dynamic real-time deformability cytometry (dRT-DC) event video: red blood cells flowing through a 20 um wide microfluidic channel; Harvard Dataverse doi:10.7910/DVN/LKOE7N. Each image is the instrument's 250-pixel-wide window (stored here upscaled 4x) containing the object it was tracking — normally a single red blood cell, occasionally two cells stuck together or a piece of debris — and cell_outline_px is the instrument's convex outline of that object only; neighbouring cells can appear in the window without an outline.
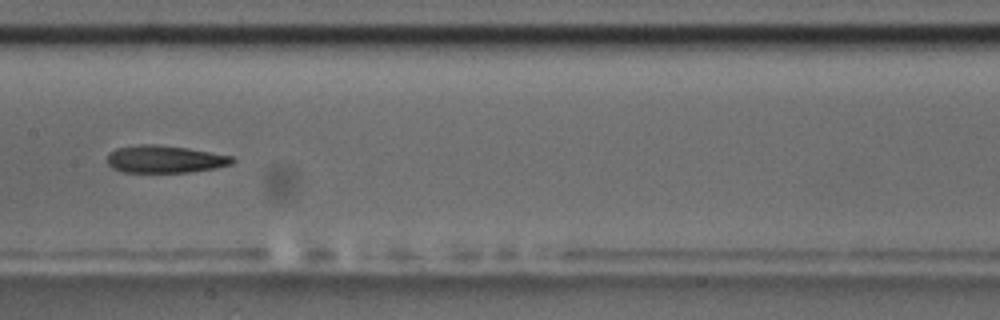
{"species": "common noctule bat (a hibernating species)", "species_latin": "Nyctalus noctula", "temperature_condition": "room temperature", "stored_images_in_passage": 9, "camera_frame_rate_fps": 3000, "um_per_image_px": 0.085, "animal": {"sex": "male", "body_mass_g": 17.5, "forearm_length_mm": 52.3}, "frame": {"image": 1, "passage_image": 7, "time_ms": 7.0, "image_size_px": [1000, 320], "cell_outline_px": [[236, 160], [232, 164], [216, 168], [188, 172], [120, 172], [112, 168], [108, 164], [108, 152], [116, 148], [140, 144], [156, 144], [188, 148], [236, 156]], "centroid_in_image_um": [14.04, 13.52], "position_along_channel_um": 193.4, "area_um2": 20.29}}
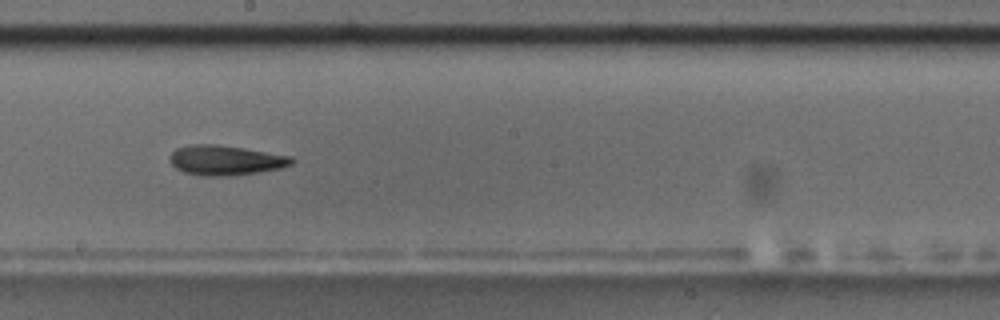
{"frame": {"image": 2, "passage_image": 8, "time_ms": 8.0, "image_size_px": [1000, 320], "cell_outline_px": [[296, 160], [292, 164], [280, 168], [256, 172], [228, 176], [200, 176], [184, 172], [176, 168], [168, 160], [168, 156], [176, 148], [188, 144], [216, 144], [244, 148], [292, 156]], "centroid_in_image_um": [19.13, 13.61], "position_along_channel_um": 229.1, "area_um2": 21.39}}